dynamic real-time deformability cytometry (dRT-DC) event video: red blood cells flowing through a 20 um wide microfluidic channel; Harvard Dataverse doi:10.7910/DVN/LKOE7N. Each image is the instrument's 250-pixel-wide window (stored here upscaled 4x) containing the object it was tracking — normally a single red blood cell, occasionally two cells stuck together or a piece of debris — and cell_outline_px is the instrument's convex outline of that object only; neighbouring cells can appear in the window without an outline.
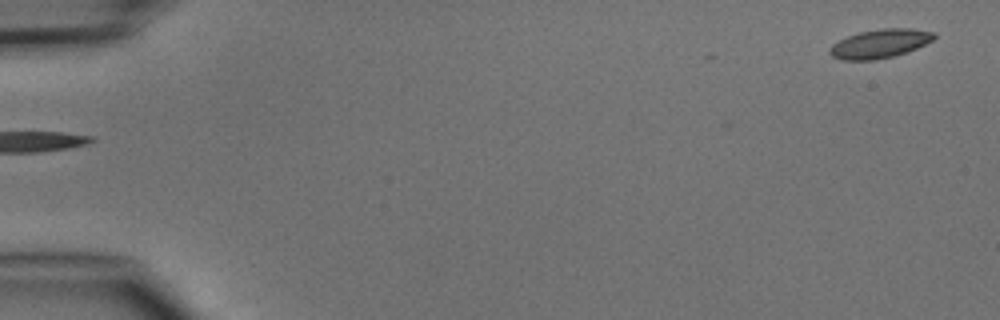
{"species": "common noctule bat (a hibernating species)", "species_latin": "Nyctalus noctula", "temperature_condition": "cold", "stored_images_in_passage": 2, "segment_of_instrument_passage": [2, 2], "camera_frame_rate_fps": 3000, "um_per_image_px": 0.085, "animal": {"sex": "male", "body_mass_g": 15.6}, "frame": {"image": 1, "passage_image": 2, "time_ms": 1.333, "image_size_px": [1000, 320], "cell_outline_px": [[936, 36], [932, 40], [916, 48], [892, 56], [876, 60], [840, 60], [832, 56], [828, 52], [828, 48], [832, 44], [848, 36], [860, 32], [880, 28], [912, 28], [936, 32]], "centroid_in_image_um": [74.77, 3.7], "position_along_channel_um": 10.2, "area_um2": 17.51}}